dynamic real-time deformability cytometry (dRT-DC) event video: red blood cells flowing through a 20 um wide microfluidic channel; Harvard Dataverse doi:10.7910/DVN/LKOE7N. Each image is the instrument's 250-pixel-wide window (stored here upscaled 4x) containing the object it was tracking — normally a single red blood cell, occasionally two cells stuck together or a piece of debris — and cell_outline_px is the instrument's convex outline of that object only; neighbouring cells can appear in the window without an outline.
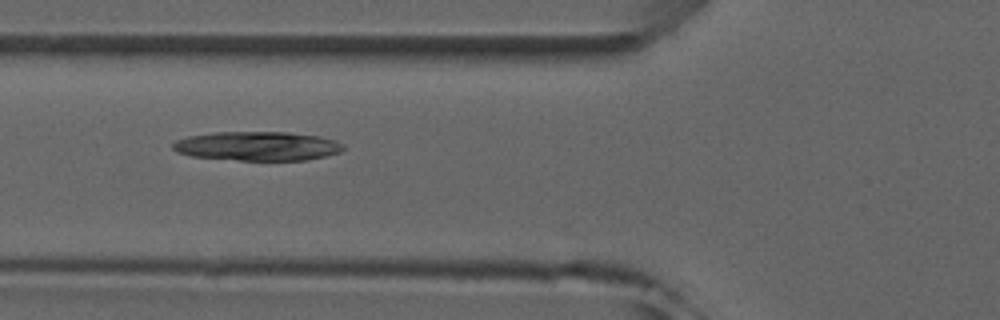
{"species": "common noctule bat (a hibernating species)", "species_latin": "Nyctalus noctula", "temperature_condition": "room temperature", "stored_images_in_passage": 8, "camera_frame_rate_fps": 3000, "um_per_image_px": 0.085, "animal": {"sex": "male", "forearm_length_mm": 52.5}, "frame": {"image": 1, "passage_image": 6, "time_ms": 5.667, "image_size_px": [1000, 320], "cell_outline_px": [[344, 148], [340, 152], [308, 160], [240, 160], [192, 156], [176, 152], [172, 148], [172, 144], [176, 140], [188, 136], [216, 132], [288, 132], [320, 136], [336, 140], [344, 144]], "centroid_in_image_um": [21.9, 12.41], "position_along_channel_um": 103.9, "area_um2": 28.96}}
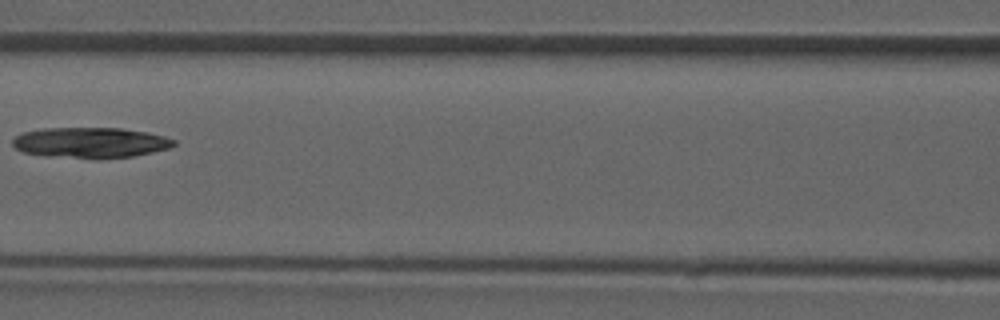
{"frame": {"image": 2, "passage_image": 7, "time_ms": 7.0, "image_size_px": [1000, 320], "cell_outline_px": [[176, 144], [168, 148], [152, 152], [132, 156], [100, 160], [92, 160], [48, 156], [24, 152], [16, 148], [12, 144], [12, 140], [16, 136], [24, 132], [44, 128], [120, 128], [148, 132], [164, 136], [176, 140]], "centroid_in_image_um": [7.7, 12.14], "position_along_channel_um": 158.9, "area_um2": 29.07}}